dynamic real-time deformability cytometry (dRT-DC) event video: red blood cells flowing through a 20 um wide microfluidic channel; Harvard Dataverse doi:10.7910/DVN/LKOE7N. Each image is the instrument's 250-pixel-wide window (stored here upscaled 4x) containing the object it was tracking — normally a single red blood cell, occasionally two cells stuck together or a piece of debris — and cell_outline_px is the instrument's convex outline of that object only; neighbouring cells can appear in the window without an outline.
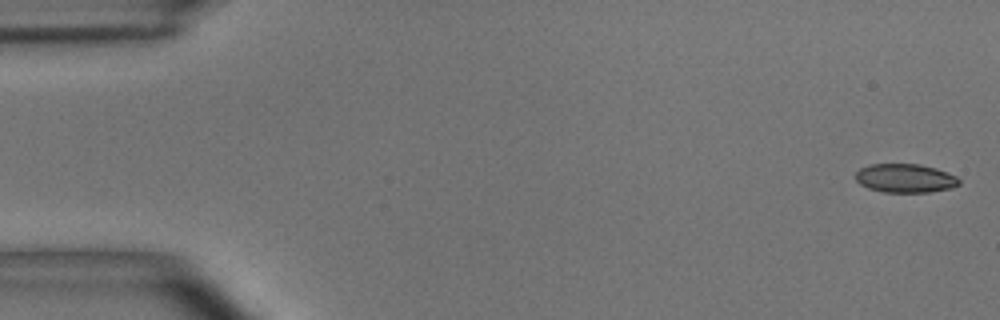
{"species": "common noctule bat (a hibernating species)", "species_latin": "Nyctalus noctula", "temperature_condition": "room temperature", "stored_images_in_passage": 5, "camera_frame_rate_fps": 3000, "um_per_image_px": 0.085, "animal": {"sex": "male", "body_mass_g": 15.6}, "frame": {"image": 1, "passage_image": 1, "time_ms": 0.0, "image_size_px": [1000, 320], "cell_outline_px": [[960, 184], [952, 188], [928, 192], [884, 192], [868, 188], [860, 184], [856, 180], [856, 172], [860, 168], [868, 164], [920, 164], [936, 168], [948, 172], [956, 176], [960, 180]], "centroid_in_image_um": [76.95, 15.14], "position_along_channel_um": 8.0, "area_um2": 17.46}}
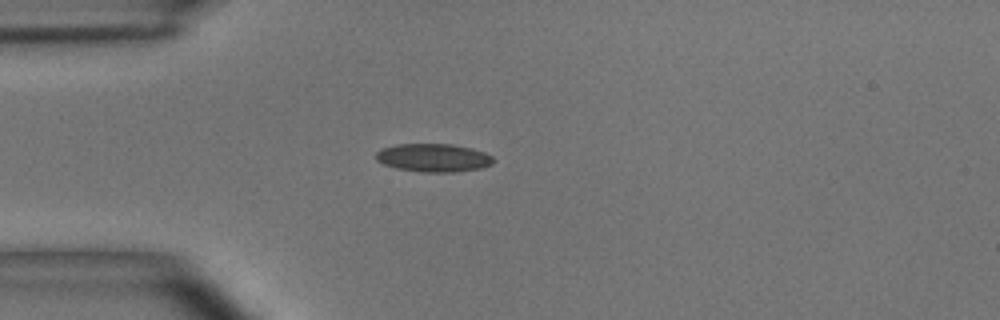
{"frame": {"image": 2, "passage_image": 4, "time_ms": 1.0, "image_size_px": [1000, 320], "cell_outline_px": [[492, 164], [480, 168], [456, 172], [420, 172], [396, 168], [384, 164], [376, 160], [376, 152], [384, 148], [396, 144], [452, 144], [472, 148], [484, 152], [492, 156]], "centroid_in_image_um": [36.84, 13.41], "position_along_channel_um": 48.2, "area_um2": 19.25}}